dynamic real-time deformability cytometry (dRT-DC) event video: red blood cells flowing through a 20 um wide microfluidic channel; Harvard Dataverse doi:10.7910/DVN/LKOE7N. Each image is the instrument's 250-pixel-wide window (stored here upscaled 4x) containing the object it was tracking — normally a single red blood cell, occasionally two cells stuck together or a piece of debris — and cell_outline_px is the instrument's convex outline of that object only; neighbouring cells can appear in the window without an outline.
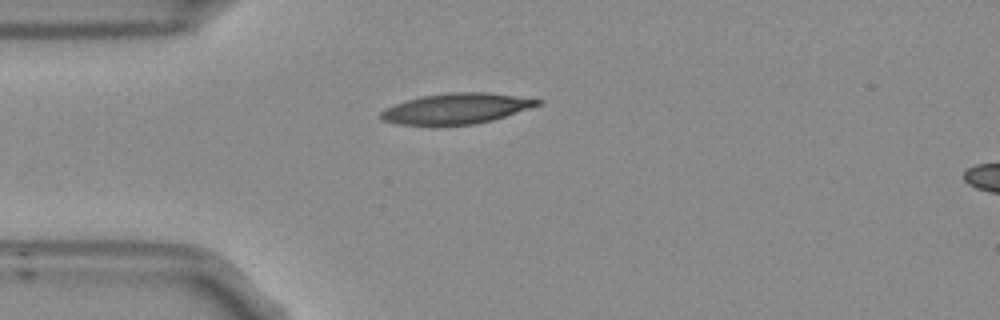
{"species": "Egyptian fruit bat (a non-hibernating species)", "species_latin": "Rousettus aegyptiacus", "temperature_condition": "room temperature", "stored_images_in_passage": 1, "camera_frame_rate_fps": 3000, "um_per_image_px": 0.085, "frame": {"image": 1, "passage_image": 1, "time_ms": 0.0, "image_size_px": [1000, 320], "cell_outline_px": [[544, 100], [540, 104], [492, 120], [472, 124], [400, 124], [380, 120], [376, 116], [384, 108], [420, 96], [448, 92], [488, 92]], "centroid_in_image_um": [38.73, 9.21], "position_along_channel_um": 46.3, "area_um2": 27.51}}